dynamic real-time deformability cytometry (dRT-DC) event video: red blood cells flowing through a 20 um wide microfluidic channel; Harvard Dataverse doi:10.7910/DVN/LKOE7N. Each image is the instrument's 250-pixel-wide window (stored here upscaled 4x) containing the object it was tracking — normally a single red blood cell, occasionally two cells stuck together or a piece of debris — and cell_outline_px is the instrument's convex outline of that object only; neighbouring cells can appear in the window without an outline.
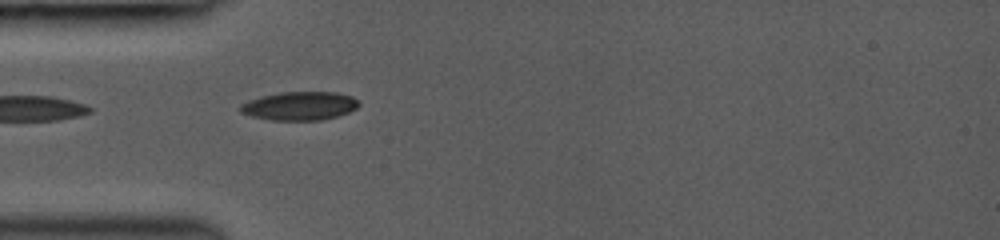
{"species": "common noctule bat (a hibernating species)", "species_latin": "Nyctalus noctula", "temperature_condition": "room temperature", "stored_images_in_passage": 14, "camera_frame_rate_fps": 3000, "um_per_image_px": 0.085, "animal": {"sex": "female", "body_mass_g": 19.0, "forearm_length_mm": 53.3}, "frame": {"image": 1, "passage_image": 1, "time_ms": 0.0, "image_size_px": [1000, 240], "cell_outline_px": [[360, 104], [356, 108], [348, 112], [336, 116], [320, 120], [272, 120], [252, 116], [240, 112], [240, 104], [248, 100], [260, 96], [280, 92], [336, 92], [352, 96], [360, 100]], "centroid_in_image_um": [25.47, 8.99], "position_along_channel_um": 59.5, "area_um2": 19.77}}
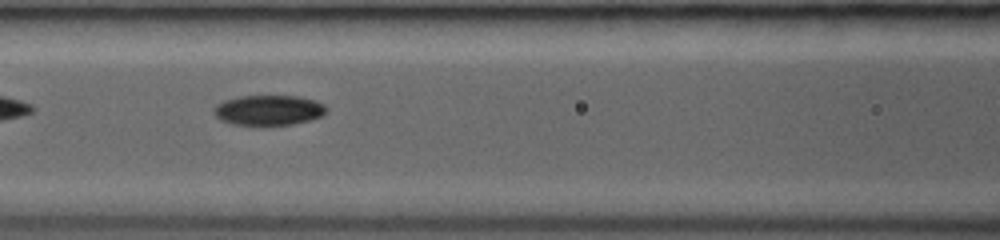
{"frame": {"image": 2, "passage_image": 7, "time_ms": 2.0, "image_size_px": [1000, 240], "cell_outline_px": [[328, 108], [324, 116], [312, 120], [292, 124], [232, 124], [220, 120], [212, 112], [216, 104], [224, 100], [236, 96], [300, 96], [316, 100], [324, 104]], "centroid_in_image_um": [22.86, 9.35], "position_along_channel_um": 143.7, "area_um2": 19.94}}
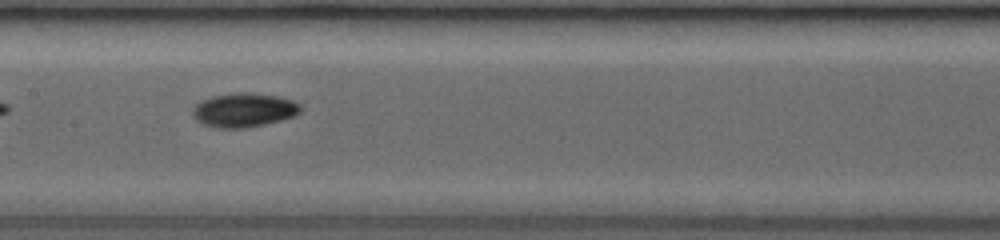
{"frame": {"image": 3, "passage_image": 10, "time_ms": 3.0, "image_size_px": [1000, 240], "cell_outline_px": [[300, 112], [296, 116], [264, 124], [244, 128], [216, 128], [204, 124], [196, 120], [192, 116], [192, 108], [200, 100], [212, 96], [236, 92], [248, 92], [280, 96], [292, 100], [300, 104]], "centroid_in_image_um": [20.71, 9.34], "position_along_channel_um": 186.7, "area_um2": 21.62}}